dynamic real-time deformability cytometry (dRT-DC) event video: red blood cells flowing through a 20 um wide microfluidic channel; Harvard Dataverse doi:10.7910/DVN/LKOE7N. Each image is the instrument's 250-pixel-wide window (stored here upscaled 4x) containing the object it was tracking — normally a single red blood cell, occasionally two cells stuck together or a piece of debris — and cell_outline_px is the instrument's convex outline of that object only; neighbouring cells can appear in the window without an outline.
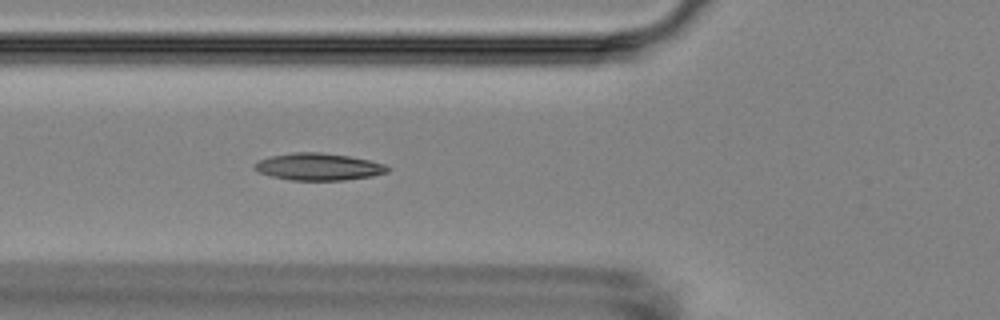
{"species": "Egyptian fruit bat (a non-hibernating species)", "species_latin": "Rousettus aegyptiacus", "temperature_condition": "room temperature", "stored_images_in_passage": 6, "camera_frame_rate_fps": 3000, "um_per_image_px": 0.085, "animal": {"sex": "female"}, "frame": {"image": 1, "passage_image": 6, "time_ms": 5.667, "image_size_px": [1000, 320], "cell_outline_px": [[392, 168], [388, 172], [372, 176], [344, 180], [288, 180], [272, 176], [260, 172], [256, 168], [256, 164], [260, 160], [272, 156], [292, 152], [320, 152], [348, 156], [368, 160], [384, 164]], "centroid_in_image_um": [27.13, 14.18], "position_along_channel_um": 98.7, "area_um2": 20.75}}